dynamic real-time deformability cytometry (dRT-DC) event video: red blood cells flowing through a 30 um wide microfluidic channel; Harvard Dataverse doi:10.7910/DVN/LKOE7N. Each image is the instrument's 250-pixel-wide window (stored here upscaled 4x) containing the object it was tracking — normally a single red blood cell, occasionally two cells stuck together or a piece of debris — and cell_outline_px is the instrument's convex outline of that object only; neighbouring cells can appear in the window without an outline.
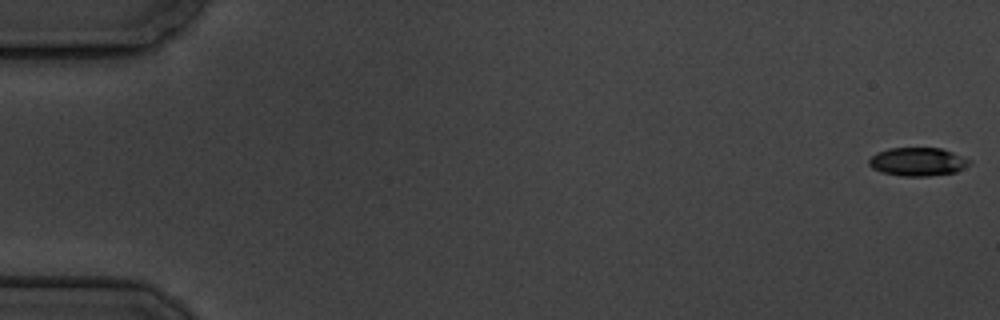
{"species": "common noctule bat (a hibernating species)", "species_latin": "Nyctalus noctula", "temperature_condition": "cold", "stored_images_in_passage": 5, "camera_frame_rate_fps": 3000, "um_per_image_px": 0.085, "animal": {"sex": "male", "body_mass_g": 19.5, "forearm_length_mm": 54.6}, "frame": {"image": 1, "passage_image": 1, "time_ms": 0.0, "image_size_px": [1000, 320], "cell_outline_px": [[972, 164], [956, 172], [928, 176], [900, 176], [880, 172], [872, 168], [868, 164], [868, 160], [876, 152], [888, 148], [940, 148], [952, 152], [972, 160]], "centroid_in_image_um": [78.0, 13.75], "position_along_channel_um": 7.0, "area_um2": 16.82}}
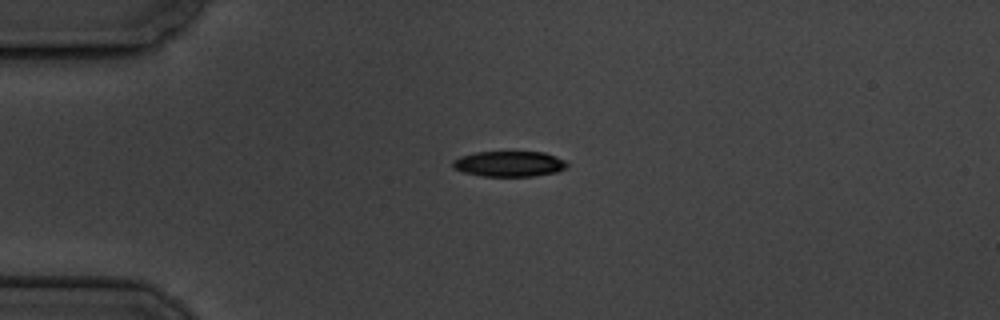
{"frame": {"image": 2, "passage_image": 5, "time_ms": 4.667, "image_size_px": [1000, 320], "cell_outline_px": [[568, 164], [564, 168], [556, 172], [536, 176], [484, 176], [464, 172], [452, 168], [452, 160], [460, 156], [476, 152], [544, 152], [556, 156], [564, 160]], "centroid_in_image_um": [43.26, 13.92], "position_along_channel_um": 41.7, "area_um2": 16.99}}